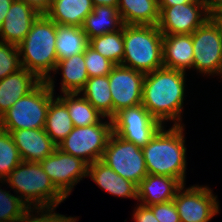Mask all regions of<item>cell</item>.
Masks as SVG:
<instances>
[{
    "mask_svg": "<svg viewBox=\"0 0 222 222\" xmlns=\"http://www.w3.org/2000/svg\"><path fill=\"white\" fill-rule=\"evenodd\" d=\"M185 72L161 67L145 74L142 105L161 124L175 121L182 125L181 112L184 99Z\"/></svg>",
    "mask_w": 222,
    "mask_h": 222,
    "instance_id": "obj_1",
    "label": "cell"
},
{
    "mask_svg": "<svg viewBox=\"0 0 222 222\" xmlns=\"http://www.w3.org/2000/svg\"><path fill=\"white\" fill-rule=\"evenodd\" d=\"M184 125H173L169 130L162 126L143 147L148 174L165 175L185 183L186 147L183 135Z\"/></svg>",
    "mask_w": 222,
    "mask_h": 222,
    "instance_id": "obj_2",
    "label": "cell"
},
{
    "mask_svg": "<svg viewBox=\"0 0 222 222\" xmlns=\"http://www.w3.org/2000/svg\"><path fill=\"white\" fill-rule=\"evenodd\" d=\"M57 24L45 14H40L32 23L24 40L17 46L22 68L34 73L41 81L50 77L55 71ZM49 73V74H48Z\"/></svg>",
    "mask_w": 222,
    "mask_h": 222,
    "instance_id": "obj_3",
    "label": "cell"
},
{
    "mask_svg": "<svg viewBox=\"0 0 222 222\" xmlns=\"http://www.w3.org/2000/svg\"><path fill=\"white\" fill-rule=\"evenodd\" d=\"M123 41L121 65L144 74L163 67V34L157 25L124 24Z\"/></svg>",
    "mask_w": 222,
    "mask_h": 222,
    "instance_id": "obj_4",
    "label": "cell"
},
{
    "mask_svg": "<svg viewBox=\"0 0 222 222\" xmlns=\"http://www.w3.org/2000/svg\"><path fill=\"white\" fill-rule=\"evenodd\" d=\"M29 207L56 208L66 197L55 187L39 162L22 161L4 180ZM35 203V204H34Z\"/></svg>",
    "mask_w": 222,
    "mask_h": 222,
    "instance_id": "obj_5",
    "label": "cell"
},
{
    "mask_svg": "<svg viewBox=\"0 0 222 222\" xmlns=\"http://www.w3.org/2000/svg\"><path fill=\"white\" fill-rule=\"evenodd\" d=\"M51 76L21 97L0 117V128L7 132L45 127L50 101L54 98Z\"/></svg>",
    "mask_w": 222,
    "mask_h": 222,
    "instance_id": "obj_6",
    "label": "cell"
},
{
    "mask_svg": "<svg viewBox=\"0 0 222 222\" xmlns=\"http://www.w3.org/2000/svg\"><path fill=\"white\" fill-rule=\"evenodd\" d=\"M112 132V119H109V122L101 121L90 126L74 127L57 148L92 164L101 160Z\"/></svg>",
    "mask_w": 222,
    "mask_h": 222,
    "instance_id": "obj_7",
    "label": "cell"
},
{
    "mask_svg": "<svg viewBox=\"0 0 222 222\" xmlns=\"http://www.w3.org/2000/svg\"><path fill=\"white\" fill-rule=\"evenodd\" d=\"M101 161L137 186L148 175L142 149L113 132Z\"/></svg>",
    "mask_w": 222,
    "mask_h": 222,
    "instance_id": "obj_8",
    "label": "cell"
},
{
    "mask_svg": "<svg viewBox=\"0 0 222 222\" xmlns=\"http://www.w3.org/2000/svg\"><path fill=\"white\" fill-rule=\"evenodd\" d=\"M193 68L200 73H218L222 62V30L211 16L192 33Z\"/></svg>",
    "mask_w": 222,
    "mask_h": 222,
    "instance_id": "obj_9",
    "label": "cell"
},
{
    "mask_svg": "<svg viewBox=\"0 0 222 222\" xmlns=\"http://www.w3.org/2000/svg\"><path fill=\"white\" fill-rule=\"evenodd\" d=\"M163 125L142 105L122 109L112 118L113 133L143 148Z\"/></svg>",
    "mask_w": 222,
    "mask_h": 222,
    "instance_id": "obj_10",
    "label": "cell"
},
{
    "mask_svg": "<svg viewBox=\"0 0 222 222\" xmlns=\"http://www.w3.org/2000/svg\"><path fill=\"white\" fill-rule=\"evenodd\" d=\"M158 7L157 26L163 35L192 34L212 16L207 5L199 1Z\"/></svg>",
    "mask_w": 222,
    "mask_h": 222,
    "instance_id": "obj_11",
    "label": "cell"
},
{
    "mask_svg": "<svg viewBox=\"0 0 222 222\" xmlns=\"http://www.w3.org/2000/svg\"><path fill=\"white\" fill-rule=\"evenodd\" d=\"M55 187L67 198L73 187L88 176V163L79 157L55 151L39 162Z\"/></svg>",
    "mask_w": 222,
    "mask_h": 222,
    "instance_id": "obj_12",
    "label": "cell"
},
{
    "mask_svg": "<svg viewBox=\"0 0 222 222\" xmlns=\"http://www.w3.org/2000/svg\"><path fill=\"white\" fill-rule=\"evenodd\" d=\"M184 186L177 191L173 199L181 222H209L219 213L217 196L212 194L211 189L196 185L185 190Z\"/></svg>",
    "mask_w": 222,
    "mask_h": 222,
    "instance_id": "obj_13",
    "label": "cell"
},
{
    "mask_svg": "<svg viewBox=\"0 0 222 222\" xmlns=\"http://www.w3.org/2000/svg\"><path fill=\"white\" fill-rule=\"evenodd\" d=\"M145 74L121 64L108 75L113 99V117L122 109L142 104Z\"/></svg>",
    "mask_w": 222,
    "mask_h": 222,
    "instance_id": "obj_14",
    "label": "cell"
},
{
    "mask_svg": "<svg viewBox=\"0 0 222 222\" xmlns=\"http://www.w3.org/2000/svg\"><path fill=\"white\" fill-rule=\"evenodd\" d=\"M40 14L22 0H14L0 28V42L18 46Z\"/></svg>",
    "mask_w": 222,
    "mask_h": 222,
    "instance_id": "obj_15",
    "label": "cell"
},
{
    "mask_svg": "<svg viewBox=\"0 0 222 222\" xmlns=\"http://www.w3.org/2000/svg\"><path fill=\"white\" fill-rule=\"evenodd\" d=\"M22 161L40 162L52 154L57 145L51 140L45 129H19L11 133Z\"/></svg>",
    "mask_w": 222,
    "mask_h": 222,
    "instance_id": "obj_16",
    "label": "cell"
},
{
    "mask_svg": "<svg viewBox=\"0 0 222 222\" xmlns=\"http://www.w3.org/2000/svg\"><path fill=\"white\" fill-rule=\"evenodd\" d=\"M183 184L176 178L148 174L137 188V200L141 205L151 206L173 200Z\"/></svg>",
    "mask_w": 222,
    "mask_h": 222,
    "instance_id": "obj_17",
    "label": "cell"
},
{
    "mask_svg": "<svg viewBox=\"0 0 222 222\" xmlns=\"http://www.w3.org/2000/svg\"><path fill=\"white\" fill-rule=\"evenodd\" d=\"M40 82L41 80L34 73L25 68L0 80V117Z\"/></svg>",
    "mask_w": 222,
    "mask_h": 222,
    "instance_id": "obj_18",
    "label": "cell"
},
{
    "mask_svg": "<svg viewBox=\"0 0 222 222\" xmlns=\"http://www.w3.org/2000/svg\"><path fill=\"white\" fill-rule=\"evenodd\" d=\"M163 67L185 72L193 68L192 34L163 35Z\"/></svg>",
    "mask_w": 222,
    "mask_h": 222,
    "instance_id": "obj_19",
    "label": "cell"
},
{
    "mask_svg": "<svg viewBox=\"0 0 222 222\" xmlns=\"http://www.w3.org/2000/svg\"><path fill=\"white\" fill-rule=\"evenodd\" d=\"M88 176L112 195L137 199L138 186L118 175L101 160L88 165Z\"/></svg>",
    "mask_w": 222,
    "mask_h": 222,
    "instance_id": "obj_20",
    "label": "cell"
},
{
    "mask_svg": "<svg viewBox=\"0 0 222 222\" xmlns=\"http://www.w3.org/2000/svg\"><path fill=\"white\" fill-rule=\"evenodd\" d=\"M93 8L92 0H52L45 15L57 25L82 27Z\"/></svg>",
    "mask_w": 222,
    "mask_h": 222,
    "instance_id": "obj_21",
    "label": "cell"
},
{
    "mask_svg": "<svg viewBox=\"0 0 222 222\" xmlns=\"http://www.w3.org/2000/svg\"><path fill=\"white\" fill-rule=\"evenodd\" d=\"M124 26L117 7L94 6L93 11L87 15L82 29L87 39L110 32H117ZM118 27V28H117Z\"/></svg>",
    "mask_w": 222,
    "mask_h": 222,
    "instance_id": "obj_22",
    "label": "cell"
},
{
    "mask_svg": "<svg viewBox=\"0 0 222 222\" xmlns=\"http://www.w3.org/2000/svg\"><path fill=\"white\" fill-rule=\"evenodd\" d=\"M118 12L127 25H157L158 0H118Z\"/></svg>",
    "mask_w": 222,
    "mask_h": 222,
    "instance_id": "obj_23",
    "label": "cell"
},
{
    "mask_svg": "<svg viewBox=\"0 0 222 222\" xmlns=\"http://www.w3.org/2000/svg\"><path fill=\"white\" fill-rule=\"evenodd\" d=\"M62 71V93H79L85 86L89 76L87 74L84 53L73 55L57 62L56 70Z\"/></svg>",
    "mask_w": 222,
    "mask_h": 222,
    "instance_id": "obj_24",
    "label": "cell"
},
{
    "mask_svg": "<svg viewBox=\"0 0 222 222\" xmlns=\"http://www.w3.org/2000/svg\"><path fill=\"white\" fill-rule=\"evenodd\" d=\"M88 45L89 40L81 27L57 25L55 44L57 62L84 53Z\"/></svg>",
    "mask_w": 222,
    "mask_h": 222,
    "instance_id": "obj_25",
    "label": "cell"
},
{
    "mask_svg": "<svg viewBox=\"0 0 222 222\" xmlns=\"http://www.w3.org/2000/svg\"><path fill=\"white\" fill-rule=\"evenodd\" d=\"M81 92L83 97L104 117L113 118V99L108 75L89 78Z\"/></svg>",
    "mask_w": 222,
    "mask_h": 222,
    "instance_id": "obj_26",
    "label": "cell"
},
{
    "mask_svg": "<svg viewBox=\"0 0 222 222\" xmlns=\"http://www.w3.org/2000/svg\"><path fill=\"white\" fill-rule=\"evenodd\" d=\"M74 125L69 116L67 106L57 97L50 101L47 112L45 132L58 146L73 130Z\"/></svg>",
    "mask_w": 222,
    "mask_h": 222,
    "instance_id": "obj_27",
    "label": "cell"
},
{
    "mask_svg": "<svg viewBox=\"0 0 222 222\" xmlns=\"http://www.w3.org/2000/svg\"><path fill=\"white\" fill-rule=\"evenodd\" d=\"M79 93H64L58 98L67 106L69 116L74 127L90 126L100 123L104 116L98 112L92 104L83 96L77 97Z\"/></svg>",
    "mask_w": 222,
    "mask_h": 222,
    "instance_id": "obj_28",
    "label": "cell"
},
{
    "mask_svg": "<svg viewBox=\"0 0 222 222\" xmlns=\"http://www.w3.org/2000/svg\"><path fill=\"white\" fill-rule=\"evenodd\" d=\"M89 46L115 65L121 64L124 57L123 28L89 39Z\"/></svg>",
    "mask_w": 222,
    "mask_h": 222,
    "instance_id": "obj_29",
    "label": "cell"
},
{
    "mask_svg": "<svg viewBox=\"0 0 222 222\" xmlns=\"http://www.w3.org/2000/svg\"><path fill=\"white\" fill-rule=\"evenodd\" d=\"M22 162L10 132L0 128V181H4Z\"/></svg>",
    "mask_w": 222,
    "mask_h": 222,
    "instance_id": "obj_30",
    "label": "cell"
},
{
    "mask_svg": "<svg viewBox=\"0 0 222 222\" xmlns=\"http://www.w3.org/2000/svg\"><path fill=\"white\" fill-rule=\"evenodd\" d=\"M29 209L19 196L0 188V222H18Z\"/></svg>",
    "mask_w": 222,
    "mask_h": 222,
    "instance_id": "obj_31",
    "label": "cell"
},
{
    "mask_svg": "<svg viewBox=\"0 0 222 222\" xmlns=\"http://www.w3.org/2000/svg\"><path fill=\"white\" fill-rule=\"evenodd\" d=\"M85 66L89 78L109 75L115 64L103 57L89 45L84 51Z\"/></svg>",
    "mask_w": 222,
    "mask_h": 222,
    "instance_id": "obj_32",
    "label": "cell"
},
{
    "mask_svg": "<svg viewBox=\"0 0 222 222\" xmlns=\"http://www.w3.org/2000/svg\"><path fill=\"white\" fill-rule=\"evenodd\" d=\"M18 47L0 42V80L21 69Z\"/></svg>",
    "mask_w": 222,
    "mask_h": 222,
    "instance_id": "obj_33",
    "label": "cell"
},
{
    "mask_svg": "<svg viewBox=\"0 0 222 222\" xmlns=\"http://www.w3.org/2000/svg\"><path fill=\"white\" fill-rule=\"evenodd\" d=\"M30 208L24 216L18 222H76L77 218L66 217L61 214L53 213L54 207L50 208H35V212H42L40 217L31 215L30 212L34 211V208ZM47 209V210H46ZM39 210V211H38ZM45 211V212H44Z\"/></svg>",
    "mask_w": 222,
    "mask_h": 222,
    "instance_id": "obj_34",
    "label": "cell"
},
{
    "mask_svg": "<svg viewBox=\"0 0 222 222\" xmlns=\"http://www.w3.org/2000/svg\"><path fill=\"white\" fill-rule=\"evenodd\" d=\"M159 222H181L173 200L148 206Z\"/></svg>",
    "mask_w": 222,
    "mask_h": 222,
    "instance_id": "obj_35",
    "label": "cell"
},
{
    "mask_svg": "<svg viewBox=\"0 0 222 222\" xmlns=\"http://www.w3.org/2000/svg\"><path fill=\"white\" fill-rule=\"evenodd\" d=\"M135 222H159L148 206L139 205L133 215Z\"/></svg>",
    "mask_w": 222,
    "mask_h": 222,
    "instance_id": "obj_36",
    "label": "cell"
},
{
    "mask_svg": "<svg viewBox=\"0 0 222 222\" xmlns=\"http://www.w3.org/2000/svg\"><path fill=\"white\" fill-rule=\"evenodd\" d=\"M26 4L34 8L39 14H45L51 4L52 0H22Z\"/></svg>",
    "mask_w": 222,
    "mask_h": 222,
    "instance_id": "obj_37",
    "label": "cell"
},
{
    "mask_svg": "<svg viewBox=\"0 0 222 222\" xmlns=\"http://www.w3.org/2000/svg\"><path fill=\"white\" fill-rule=\"evenodd\" d=\"M14 0H0V28Z\"/></svg>",
    "mask_w": 222,
    "mask_h": 222,
    "instance_id": "obj_38",
    "label": "cell"
},
{
    "mask_svg": "<svg viewBox=\"0 0 222 222\" xmlns=\"http://www.w3.org/2000/svg\"><path fill=\"white\" fill-rule=\"evenodd\" d=\"M196 0H158V6H175L180 4L192 3Z\"/></svg>",
    "mask_w": 222,
    "mask_h": 222,
    "instance_id": "obj_39",
    "label": "cell"
},
{
    "mask_svg": "<svg viewBox=\"0 0 222 222\" xmlns=\"http://www.w3.org/2000/svg\"><path fill=\"white\" fill-rule=\"evenodd\" d=\"M209 13L212 15L217 11L222 10V0H212L208 5H207Z\"/></svg>",
    "mask_w": 222,
    "mask_h": 222,
    "instance_id": "obj_40",
    "label": "cell"
},
{
    "mask_svg": "<svg viewBox=\"0 0 222 222\" xmlns=\"http://www.w3.org/2000/svg\"><path fill=\"white\" fill-rule=\"evenodd\" d=\"M93 6H111L118 8V0H92Z\"/></svg>",
    "mask_w": 222,
    "mask_h": 222,
    "instance_id": "obj_41",
    "label": "cell"
},
{
    "mask_svg": "<svg viewBox=\"0 0 222 222\" xmlns=\"http://www.w3.org/2000/svg\"><path fill=\"white\" fill-rule=\"evenodd\" d=\"M212 17L216 20L222 30V10L215 12L212 14Z\"/></svg>",
    "mask_w": 222,
    "mask_h": 222,
    "instance_id": "obj_42",
    "label": "cell"
},
{
    "mask_svg": "<svg viewBox=\"0 0 222 222\" xmlns=\"http://www.w3.org/2000/svg\"><path fill=\"white\" fill-rule=\"evenodd\" d=\"M196 1H199V2H202L206 5H208L212 0H196Z\"/></svg>",
    "mask_w": 222,
    "mask_h": 222,
    "instance_id": "obj_43",
    "label": "cell"
},
{
    "mask_svg": "<svg viewBox=\"0 0 222 222\" xmlns=\"http://www.w3.org/2000/svg\"><path fill=\"white\" fill-rule=\"evenodd\" d=\"M217 74H220V76H222V62H221V66H220L219 71H218Z\"/></svg>",
    "mask_w": 222,
    "mask_h": 222,
    "instance_id": "obj_44",
    "label": "cell"
}]
</instances>
